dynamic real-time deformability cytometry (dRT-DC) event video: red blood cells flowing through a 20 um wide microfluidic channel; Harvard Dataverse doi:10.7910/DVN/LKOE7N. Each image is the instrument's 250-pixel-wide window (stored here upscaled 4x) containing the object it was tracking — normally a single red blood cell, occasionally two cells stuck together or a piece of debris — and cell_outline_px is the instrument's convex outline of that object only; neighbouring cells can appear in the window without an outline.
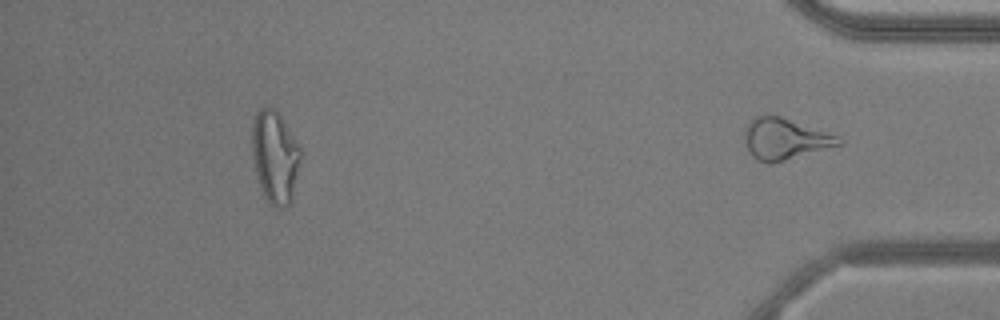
{"species": "common noctule bat (a hibernating species)", "species_latin": "Nyctalus noctula", "temperature_condition": "warm", "stored_images_in_passage": 49, "segment_of_instrument_passage": [2, 2], "camera_frame_rate_fps": 3000, "um_per_image_px": 0.085, "animal": {"sex": "male", "body_mass_g": 20.5, "forearm_length_mm": 52.5}, "frame": {"image": 1, "passage_image": 49, "time_ms": 16.0, "image_size_px": [1000, 320], "cell_outline_px": [[844, 144], [772, 164], [768, 164], [756, 160], [752, 156], [744, 144], [744, 132], [748, 120], [764, 112], [768, 112], [780, 116], [836, 136], [844, 140]], "centroid_in_image_um": [66.64, 11.8], "position_along_channel_um": 368.6, "area_um2": 23.0}}